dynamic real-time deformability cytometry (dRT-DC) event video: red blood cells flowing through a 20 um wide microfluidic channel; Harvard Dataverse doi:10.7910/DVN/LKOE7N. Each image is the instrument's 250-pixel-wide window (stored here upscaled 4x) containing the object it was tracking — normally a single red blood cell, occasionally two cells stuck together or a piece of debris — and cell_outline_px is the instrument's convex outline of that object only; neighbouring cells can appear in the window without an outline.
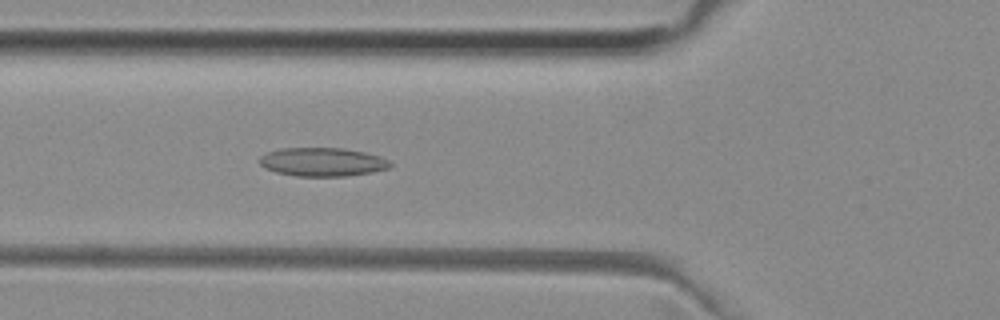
{"species": "common noctule bat (a hibernating species)", "species_latin": "Nyctalus noctula", "temperature_condition": "room temperature", "stored_images_in_passage": 32, "camera_frame_rate_fps": 3000, "um_per_image_px": 0.085, "animal": {"sex": "female", "body_mass_g": 29.2, "forearm_length_mm": 56.3}, "frame": {"image": 1, "passage_image": 6, "time_ms": 1.667, "image_size_px": [1000, 320], "cell_outline_px": [[392, 164], [388, 168], [372, 172], [348, 176], [296, 176], [276, 172], [264, 168], [260, 164], [260, 156], [268, 152], [280, 148], [344, 148], [364, 152], [380, 156], [388, 160]], "centroid_in_image_um": [27.4, 13.77], "position_along_channel_um": 98.4, "area_um2": 21.79}}
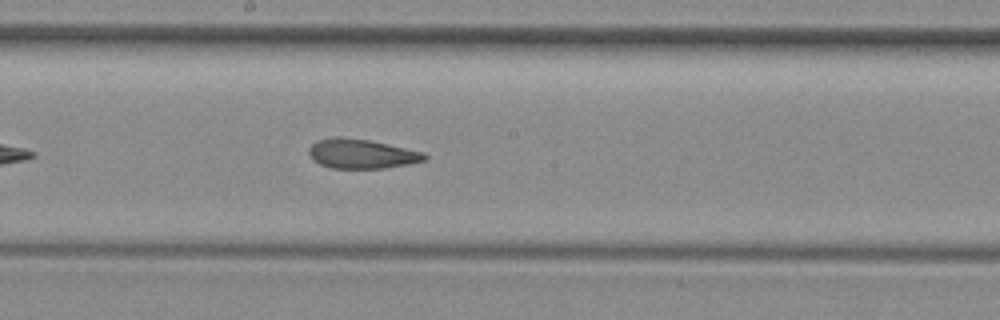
{"frame": {"image": 2, "passage_image": 15, "time_ms": 4.667, "image_size_px": [1000, 320], "cell_outline_px": [[428, 160], [408, 164], [384, 168], [332, 168], [320, 164], [312, 160], [308, 152], [308, 148], [316, 140], [332, 136], [340, 136], [368, 140], [424, 152], [428, 156]], "centroid_in_image_um": [30.71, 13.06], "position_along_channel_um": 217.5, "area_um2": 20.0}}
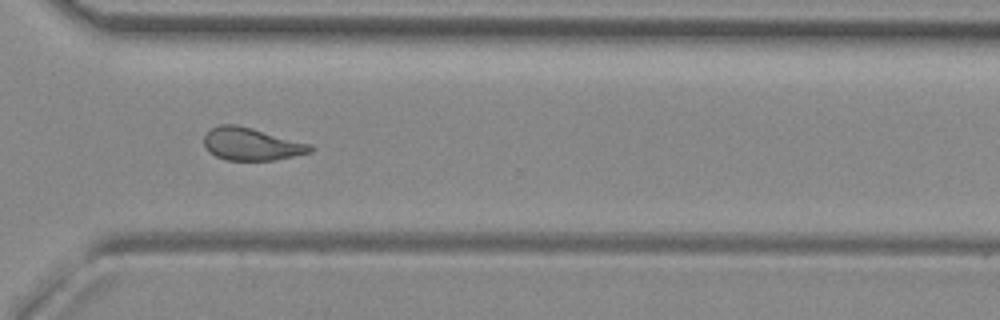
{"frame": {"image": 3, "passage_image": 25, "time_ms": 8.0, "image_size_px": [1000, 320], "cell_outline_px": [[312, 152], [272, 160], [228, 160], [216, 156], [208, 152], [204, 144], [204, 136], [212, 128], [220, 124], [236, 124], [252, 128], [312, 144]], "centroid_in_image_um": [21.36, 12.24], "position_along_channel_um": 349.2, "area_um2": 20.06}, "authors_computed_cell_mechanics": {"area_um2": 20.4034, "velocity_mm_per_s": 3.9606, "shape_relaxation_time_tau1_ms": null, "shape_relaxation_time_tau2_ms": 3.1577, "deformation_change_tau1": null, "deformation_change_tau2": 0.1209}}